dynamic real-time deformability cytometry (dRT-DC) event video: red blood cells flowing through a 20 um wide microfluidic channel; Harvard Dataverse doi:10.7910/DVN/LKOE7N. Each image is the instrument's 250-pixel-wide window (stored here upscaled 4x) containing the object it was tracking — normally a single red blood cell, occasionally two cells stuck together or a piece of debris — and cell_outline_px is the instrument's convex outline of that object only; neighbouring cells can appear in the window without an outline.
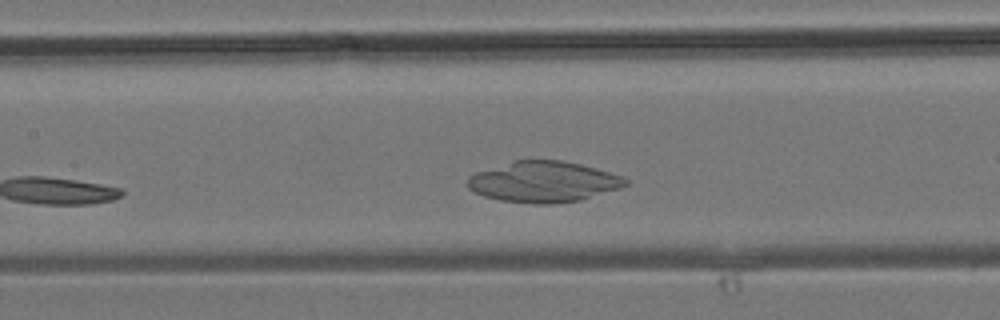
{"species": "common noctule bat (a hibernating species)", "species_latin": "Nyctalus noctula", "temperature_condition": "room temperature", "stored_images_in_passage": 19, "camera_frame_rate_fps": 3000, "um_per_image_px": 0.085, "animal": {"sex": "male", "body_mass_g": 19.2, "forearm_length_mm": 51.8}, "frame": {"image": 1, "passage_image": 6, "time_ms": 1.667, "image_size_px": [1000, 320], "cell_outline_px": [[628, 184], [620, 188], [580, 200], [552, 204], [532, 204], [500, 200], [484, 196], [472, 192], [468, 188], [468, 176], [476, 172], [512, 160], [564, 160], [596, 168], [624, 176], [628, 180]], "centroid_in_image_um": [46.19, 15.45], "position_along_channel_um": 161.2, "area_um2": 37.86}}